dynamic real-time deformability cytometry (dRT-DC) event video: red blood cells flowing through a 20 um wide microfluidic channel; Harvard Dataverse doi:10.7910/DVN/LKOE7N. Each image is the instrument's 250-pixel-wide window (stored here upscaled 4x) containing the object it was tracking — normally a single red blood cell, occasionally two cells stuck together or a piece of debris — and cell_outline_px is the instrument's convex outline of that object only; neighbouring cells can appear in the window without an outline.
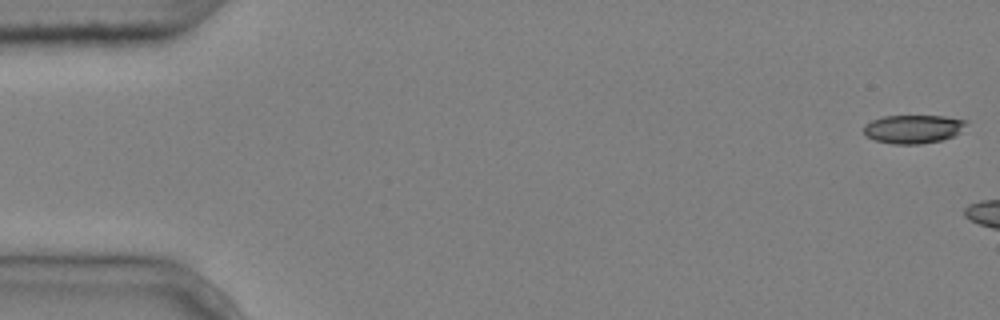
{"species": "common noctule bat (a hibernating species)", "species_latin": "Nyctalus noctula", "temperature_condition": "cold", "stored_images_in_passage": 3, "camera_frame_rate_fps": 3000, "um_per_image_px": 0.085, "animal": {"sex": "male", "body_mass_g": 20.4}, "frame": {"image": 1, "passage_image": 1, "time_ms": 0.0, "image_size_px": [1000, 320], "cell_outline_px": [[968, 120], [960, 132], [952, 136], [940, 140], [920, 144], [892, 144], [876, 140], [868, 136], [864, 132], [864, 124], [872, 120], [884, 116], [944, 116]], "centroid_in_image_um": [77.62, 10.96], "position_along_channel_um": 7.4, "area_um2": 16.88}}